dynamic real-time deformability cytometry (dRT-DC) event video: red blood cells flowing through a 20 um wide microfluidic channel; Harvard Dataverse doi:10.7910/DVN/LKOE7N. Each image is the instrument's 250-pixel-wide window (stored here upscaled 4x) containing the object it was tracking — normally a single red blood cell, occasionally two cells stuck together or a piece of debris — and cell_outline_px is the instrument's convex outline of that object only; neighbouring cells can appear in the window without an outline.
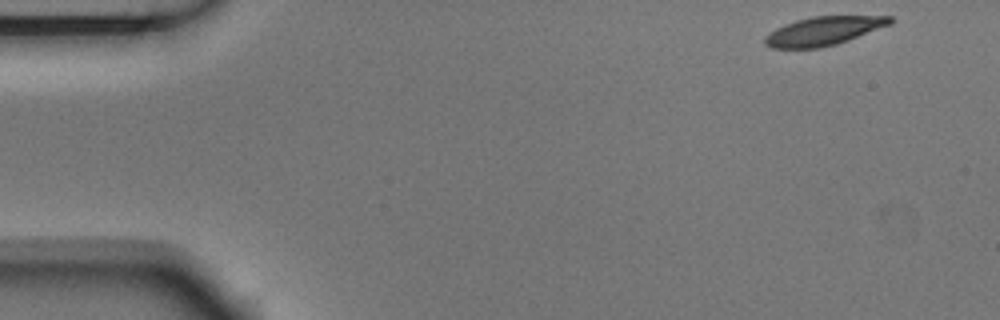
{"species": "Egyptian fruit bat (a non-hibernating species)", "species_latin": "Rousettus aegyptiacus", "temperature_condition": "room temperature", "stored_images_in_passage": 3, "camera_frame_rate_fps": 3000, "um_per_image_px": 0.085, "animal": {"sex": "male"}, "frame": {"image": 1, "passage_image": 1, "time_ms": 0.0, "image_size_px": [1000, 320], "cell_outline_px": [[896, 20], [892, 24], [848, 40], [836, 44], [820, 48], [772, 48], [764, 44], [764, 36], [776, 28], [784, 24], [796, 20], [812, 16], [892, 16]], "centroid_in_image_um": [70.01, 2.63], "position_along_channel_um": 15.0, "area_um2": 21.04}}
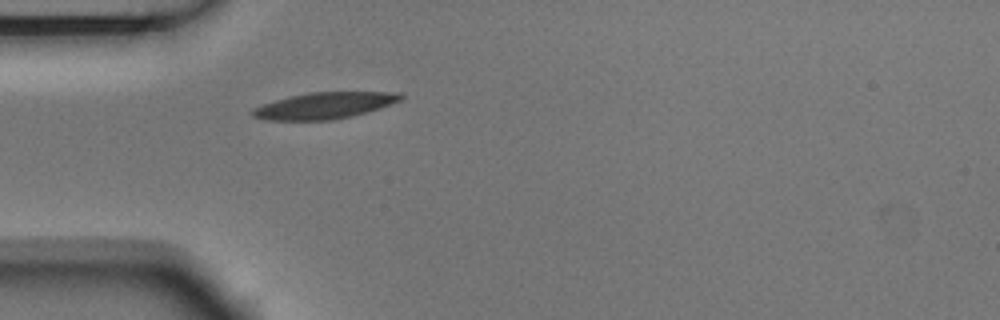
{"frame": {"image": 2, "passage_image": 3, "time_ms": 0.667, "image_size_px": [1000, 320], "cell_outline_px": [[404, 100], [380, 108], [332, 120], [264, 120], [252, 116], [252, 108], [288, 96], [308, 92], [404, 92]], "centroid_in_image_um": [27.61, 8.96], "position_along_channel_um": 57.4, "area_um2": 22.83}}